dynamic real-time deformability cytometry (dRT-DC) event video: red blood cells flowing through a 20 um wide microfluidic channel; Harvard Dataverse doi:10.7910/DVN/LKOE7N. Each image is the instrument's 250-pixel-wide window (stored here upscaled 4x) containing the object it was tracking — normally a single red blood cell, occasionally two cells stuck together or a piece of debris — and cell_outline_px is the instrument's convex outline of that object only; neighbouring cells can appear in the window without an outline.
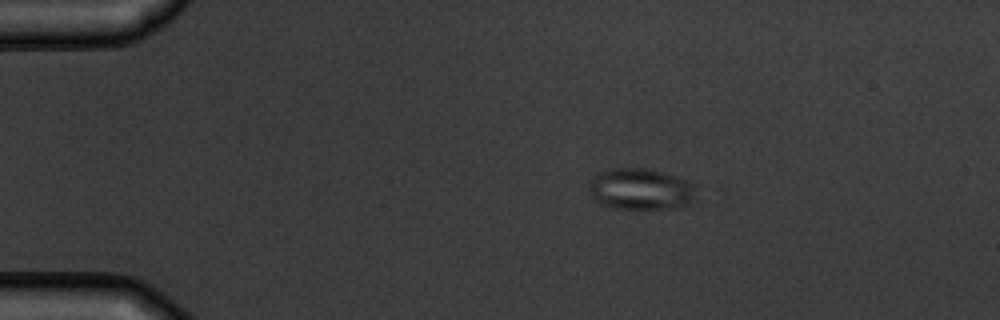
{"species": "common noctule bat (a hibernating species)", "species_latin": "Nyctalus noctula", "temperature_condition": "warm", "stored_images_in_passage": 9, "camera_frame_rate_fps": 3000, "um_per_image_px": 0.085, "animal": {"sex": "male", "body_mass_g": 19.5, "forearm_length_mm": 54.6}, "frame": {"image": 1, "passage_image": 1, "time_ms": 0.0, "image_size_px": [1000, 320], "cell_outline_px": [[696, 204], [672, 208], [612, 208], [600, 204], [588, 192], [588, 180], [596, 172], [608, 168], [648, 168], [692, 180], [696, 184]], "centroid_in_image_um": [54.49, 16.06], "position_along_channel_um": 30.5, "area_um2": 26.88}}
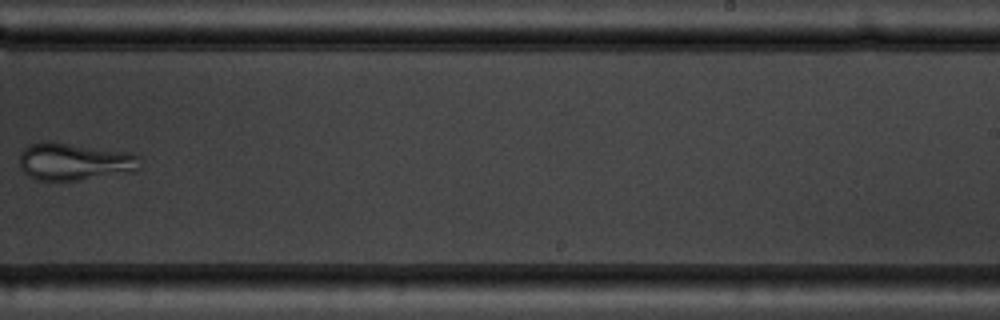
{"frame": {"image": 2, "passage_image": 8, "time_ms": 8.333, "image_size_px": [1000, 320], "cell_outline_px": [[140, 156], [136, 172], [76, 180], [36, 180], [28, 176], [20, 168], [20, 152], [28, 144], [44, 140], [52, 140], [128, 152]], "centroid_in_image_um": [6.29, 13.71], "position_along_channel_um": 282.7, "area_um2": 26.7}}
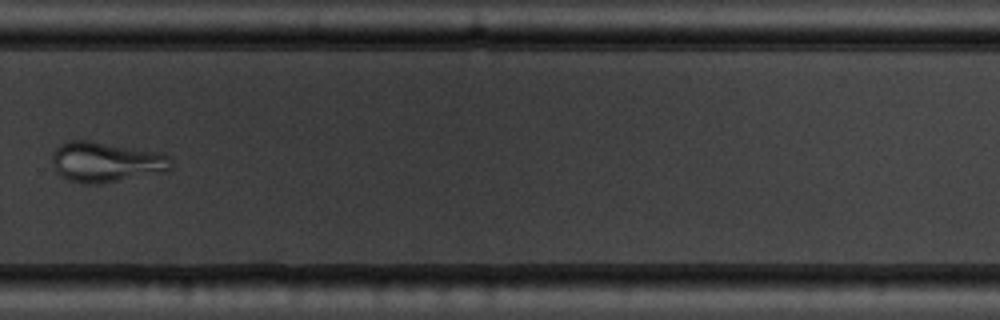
{"frame": {"image": 3, "passage_image": 9, "time_ms": 9.333, "image_size_px": [1000, 320], "cell_outline_px": [[172, 168], [168, 172], [100, 184], [84, 184], [68, 180], [60, 176], [56, 172], [52, 160], [52, 152], [60, 144], [68, 140], [88, 140], [160, 152], [172, 156]], "centroid_in_image_um": [9.05, 13.78], "position_along_channel_um": 320.8, "area_um2": 28.5}}